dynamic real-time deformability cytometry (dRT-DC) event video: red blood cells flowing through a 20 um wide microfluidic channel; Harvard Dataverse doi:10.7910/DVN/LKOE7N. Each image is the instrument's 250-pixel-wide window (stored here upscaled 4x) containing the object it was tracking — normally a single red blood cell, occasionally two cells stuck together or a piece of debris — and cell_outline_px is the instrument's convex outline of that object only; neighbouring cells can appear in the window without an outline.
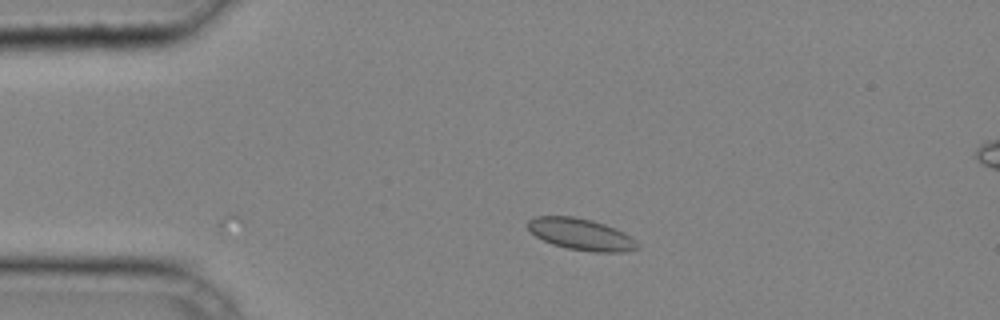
{"species": "common noctule bat (a hibernating species)", "species_latin": "Nyctalus noctula", "temperature_condition": "cold", "stored_images_in_passage": 6, "camera_frame_rate_fps": 3000, "um_per_image_px": 0.085, "animal": {"sex": "male", "body_mass_g": 20.4}, "frame": {"image": 1, "passage_image": 6, "time_ms": 1.667, "image_size_px": [1000, 320], "cell_outline_px": [[640, 248], [624, 252], [592, 252], [568, 248], [552, 244], [536, 236], [528, 228], [528, 220], [536, 216], [576, 216], [592, 220], [616, 228], [624, 232], [636, 240], [640, 244]], "centroid_in_image_um": [49.43, 19.91], "position_along_channel_um": 35.6, "area_um2": 20.29}}